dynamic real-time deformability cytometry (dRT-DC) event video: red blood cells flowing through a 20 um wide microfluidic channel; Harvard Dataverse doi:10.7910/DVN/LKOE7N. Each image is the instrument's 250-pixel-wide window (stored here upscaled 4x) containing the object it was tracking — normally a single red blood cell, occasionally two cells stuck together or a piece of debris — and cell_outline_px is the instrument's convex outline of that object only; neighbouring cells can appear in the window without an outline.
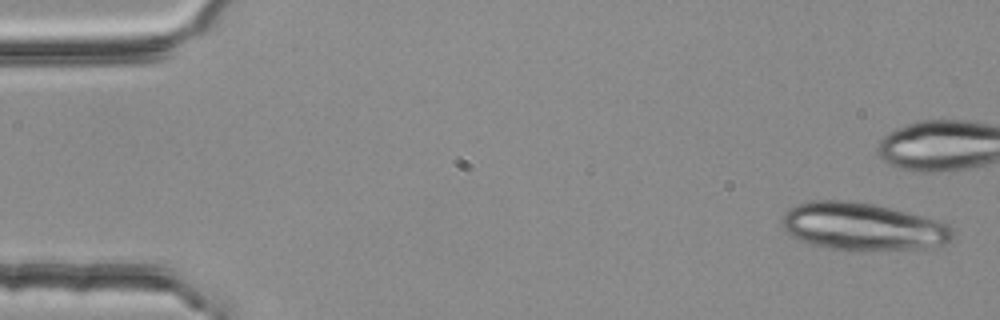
{"species": "common noctule bat (a hibernating species)", "species_latin": "Nyctalus noctula", "temperature_condition": "room temperature", "stored_images_in_passage": 4, "camera_frame_rate_fps": 3000, "um_per_image_px": 0.085, "animal": {"sex": "female", "body_mass_g": 25.1}, "frame": {"image": 1, "passage_image": 1, "time_ms": 0.0, "image_size_px": [1000, 320], "cell_outline_px": [[956, 232], [952, 240], [944, 244], [920, 248], [856, 252], [828, 248], [812, 244], [800, 240], [792, 236], [780, 224], [780, 220], [784, 212], [788, 208], [796, 204], [812, 200], [848, 200], [876, 204], [940, 220], [948, 224]], "centroid_in_image_um": [73.33, 19.26], "position_along_channel_um": 11.7, "area_um2": 48.26}}